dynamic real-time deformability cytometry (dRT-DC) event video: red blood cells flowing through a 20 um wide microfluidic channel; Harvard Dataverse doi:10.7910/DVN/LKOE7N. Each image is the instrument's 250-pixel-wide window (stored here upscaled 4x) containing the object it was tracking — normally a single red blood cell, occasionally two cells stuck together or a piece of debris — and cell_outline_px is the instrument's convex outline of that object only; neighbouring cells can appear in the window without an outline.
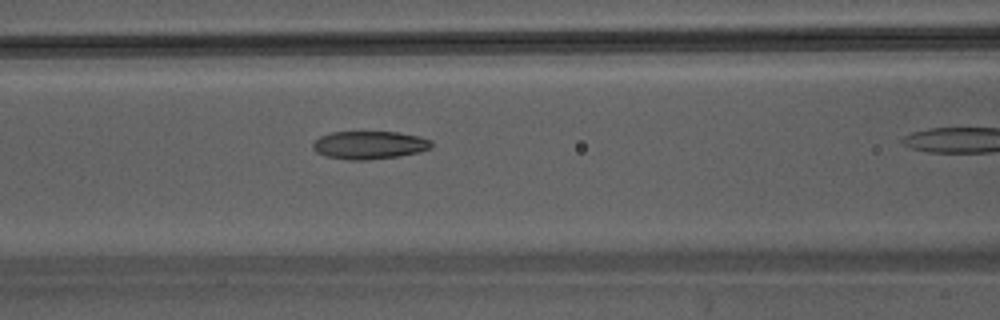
{"species": "Egyptian fruit bat (a non-hibernating species)", "species_latin": "Rousettus aegyptiacus", "temperature_condition": "warm", "stored_images_in_passage": 9, "camera_frame_rate_fps": 3000, "um_per_image_px": 0.085, "animal": {"sex": "male"}, "frame": {"image": 1, "passage_image": 6, "time_ms": 1.667, "image_size_px": [1000, 320], "cell_outline_px": [[432, 148], [420, 152], [400, 156], [368, 160], [348, 160], [324, 156], [316, 152], [312, 148], [312, 144], [320, 136], [332, 132], [396, 132], [420, 136], [432, 140]], "centroid_in_image_um": [31.41, 12.34], "position_along_channel_um": 135.2, "area_um2": 19.59}}
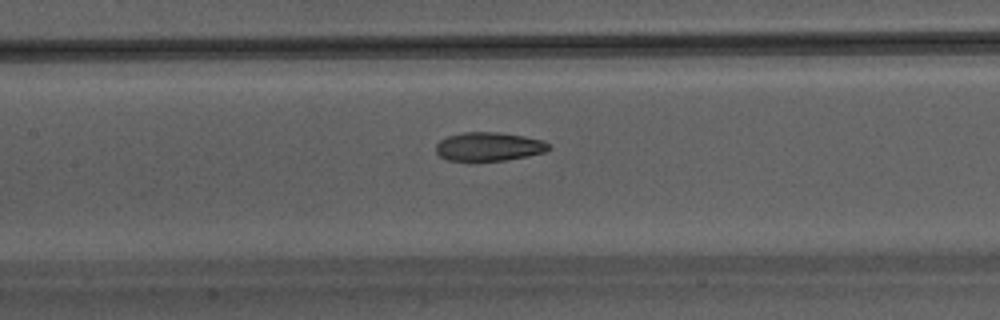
{"frame": {"image": 2, "passage_image": 8, "time_ms": 2.333, "image_size_px": [1000, 320], "cell_outline_px": [[552, 148], [544, 152], [528, 156], [504, 160], [448, 160], [440, 156], [436, 152], [436, 144], [440, 140], [448, 136], [464, 132], [496, 132], [524, 136], [544, 140]], "centroid_in_image_um": [41.57, 12.45], "position_along_channel_um": 165.8, "area_um2": 18.73}}